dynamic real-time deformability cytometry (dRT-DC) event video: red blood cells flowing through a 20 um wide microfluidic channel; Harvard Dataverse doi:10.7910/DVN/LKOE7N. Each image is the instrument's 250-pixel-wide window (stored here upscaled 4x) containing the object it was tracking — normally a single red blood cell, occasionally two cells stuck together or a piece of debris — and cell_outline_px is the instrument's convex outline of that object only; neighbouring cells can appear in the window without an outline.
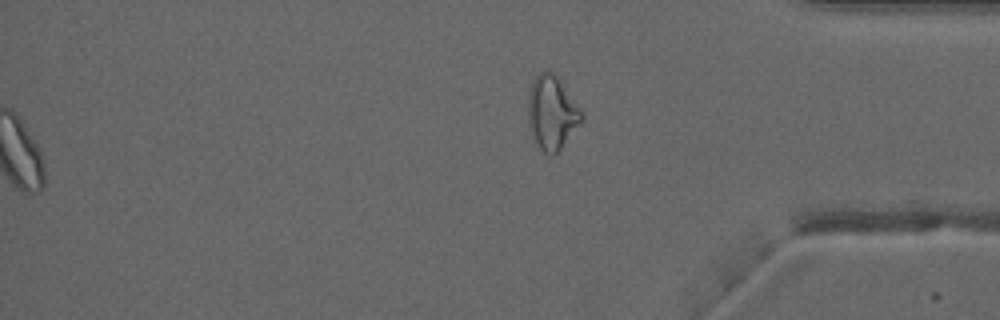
{"species": "common noctule bat (a hibernating species)", "species_latin": "Nyctalus noctula", "temperature_condition": "warm", "stored_images_in_passage": 37, "segment_of_instrument_passage": [2, 2], "camera_frame_rate_fps": 3000, "um_per_image_px": 0.085, "animal": {"sex": "male", "forearm_length_mm": 52.5}, "frame": {"image": 1, "passage_image": 37, "time_ms": 12.0, "image_size_px": [1000, 320], "cell_outline_px": [[584, 116], [560, 148], [552, 156], [544, 152], [540, 148], [528, 124], [528, 96], [532, 84], [536, 76], [540, 72], [548, 68], [556, 72], [584, 112]], "centroid_in_image_um": [46.92, 9.48], "position_along_channel_um": 388.3, "area_um2": 22.95}}